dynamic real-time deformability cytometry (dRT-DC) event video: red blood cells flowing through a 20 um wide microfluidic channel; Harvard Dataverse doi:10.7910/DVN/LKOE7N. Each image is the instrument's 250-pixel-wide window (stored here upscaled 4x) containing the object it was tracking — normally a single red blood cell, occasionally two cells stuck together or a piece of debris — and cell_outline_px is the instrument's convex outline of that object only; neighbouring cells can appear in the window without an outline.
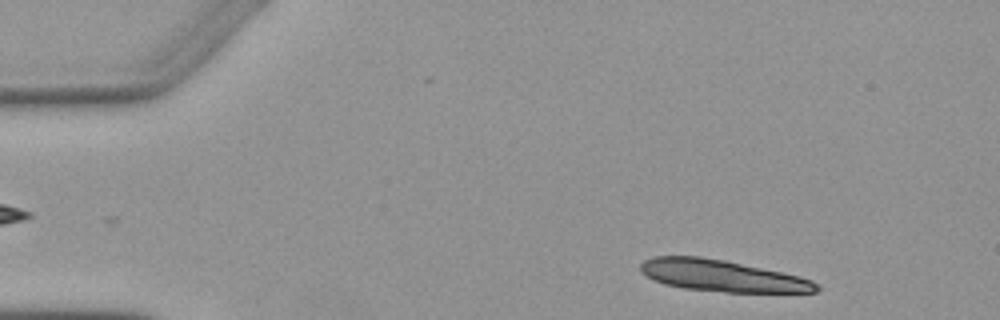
{"species": "Egyptian fruit bat (a non-hibernating species)", "species_latin": "Rousettus aegyptiacus", "temperature_condition": "warm", "stored_images_in_passage": 4, "segment_of_instrument_passage": [2, 2], "camera_frame_rate_fps": 3000, "um_per_image_px": 0.085, "animal": {"sex": "female"}, "frame": {"image": 1, "passage_image": 4, "time_ms": 3.667, "image_size_px": [1000, 320], "cell_outline_px": [[820, 288], [816, 292], [728, 292], [684, 288], [664, 284], [652, 280], [640, 272], [640, 264], [644, 260], [652, 256], [700, 256], [724, 260], [800, 276], [812, 280], [820, 284]], "centroid_in_image_um": [61.35, 23.43], "position_along_channel_um": 23.7, "area_um2": 32.37}}